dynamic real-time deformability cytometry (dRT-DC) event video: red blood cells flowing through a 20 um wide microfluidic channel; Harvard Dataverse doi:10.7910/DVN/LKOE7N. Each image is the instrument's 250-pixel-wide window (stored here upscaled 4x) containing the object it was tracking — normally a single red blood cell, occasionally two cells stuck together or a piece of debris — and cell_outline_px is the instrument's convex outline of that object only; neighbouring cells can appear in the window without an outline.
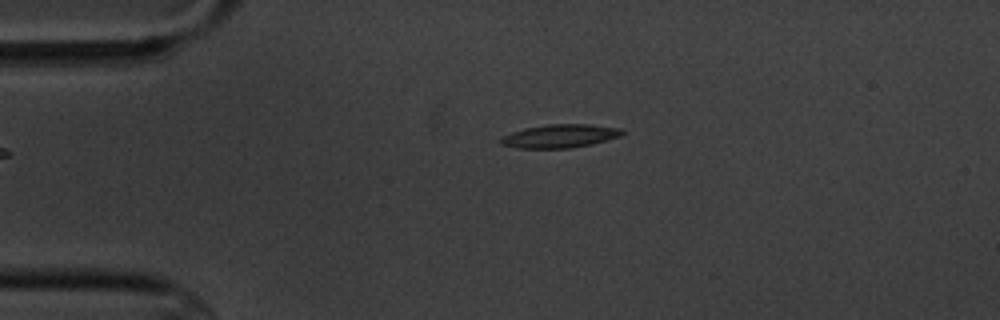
{"species": "common noctule bat (a hibernating species)", "species_latin": "Nyctalus noctula", "temperature_condition": "cold", "stored_images_in_passage": 3, "camera_frame_rate_fps": 3000, "um_per_image_px": 0.085, "animal": {"sex": "male", "body_mass_g": 20.1, "forearm_length_mm": 53.5}, "frame": {"image": 1, "passage_image": 3, "time_ms": 2.333, "image_size_px": [1000, 320], "cell_outline_px": [[624, 132], [620, 136], [592, 144], [572, 148], [520, 148], [500, 144], [500, 136], [524, 128], [548, 124], [588, 124], [620, 128]], "centroid_in_image_um": [47.57, 11.56], "position_along_channel_um": 37.4, "area_um2": 16.53}}